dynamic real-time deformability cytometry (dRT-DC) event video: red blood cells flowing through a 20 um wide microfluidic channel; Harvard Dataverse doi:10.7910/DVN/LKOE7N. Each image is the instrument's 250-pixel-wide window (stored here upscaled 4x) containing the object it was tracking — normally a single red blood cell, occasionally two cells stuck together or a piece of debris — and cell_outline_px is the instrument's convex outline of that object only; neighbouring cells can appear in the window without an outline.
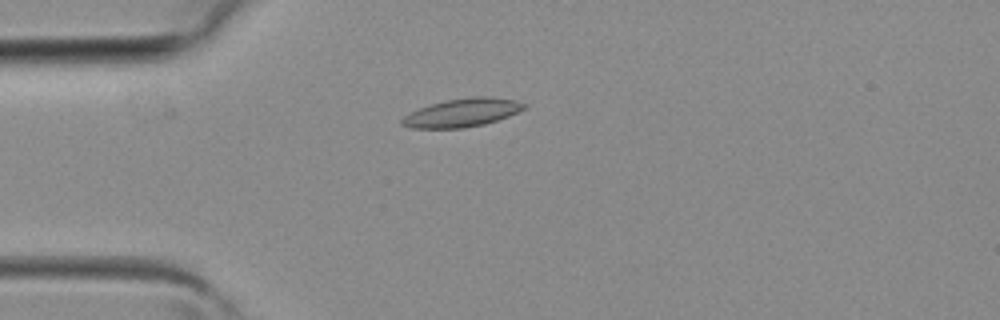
{"species": "common noctule bat (a hibernating species)", "species_latin": "Nyctalus noctula", "temperature_condition": "room temperature", "stored_images_in_passage": 3, "camera_frame_rate_fps": 3000, "um_per_image_px": 0.085, "animal": {"sex": "female", "body_mass_g": 19.3, "forearm_length_mm": 54.1}, "frame": {"image": 1, "passage_image": 3, "time_ms": 0.667, "image_size_px": [1000, 320], "cell_outline_px": [[524, 108], [508, 116], [484, 124], [464, 128], [412, 128], [400, 124], [400, 120], [404, 116], [420, 108], [432, 104], [448, 100], [472, 96], [484, 96], [516, 100], [524, 104]], "centroid_in_image_um": [39.25, 9.58], "position_along_channel_um": 45.7, "area_um2": 19.77}}